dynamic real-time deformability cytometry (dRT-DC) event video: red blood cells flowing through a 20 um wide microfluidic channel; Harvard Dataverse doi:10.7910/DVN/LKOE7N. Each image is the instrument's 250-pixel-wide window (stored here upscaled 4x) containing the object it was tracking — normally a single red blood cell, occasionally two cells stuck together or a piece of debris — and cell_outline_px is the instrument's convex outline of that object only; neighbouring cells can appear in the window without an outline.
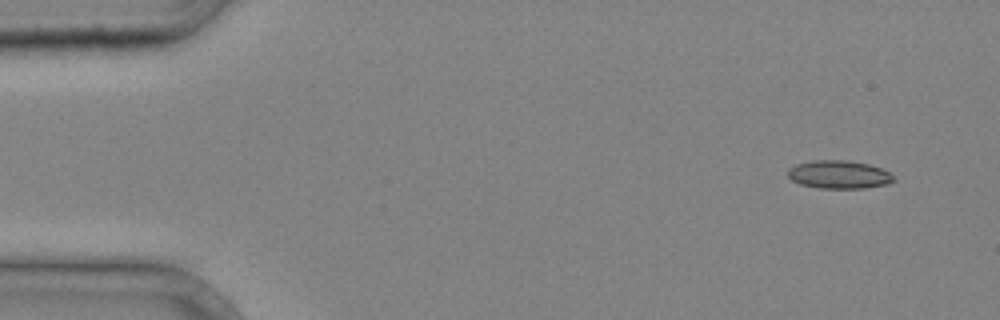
{"species": "common noctule bat (a hibernating species)", "species_latin": "Nyctalus noctula", "temperature_condition": "cold", "stored_images_in_passage": 4, "segment_of_instrument_passage": [1, 2], "camera_frame_rate_fps": 3000, "um_per_image_px": 0.085, "animal": {"sex": "male", "body_mass_g": 20.4}, "frame": {"image": 1, "passage_image": 1, "time_ms": 0.0, "image_size_px": [1000, 320], "cell_outline_px": [[896, 180], [888, 184], [864, 188], [820, 188], [800, 184], [792, 180], [788, 176], [788, 168], [796, 164], [812, 160], [844, 160], [868, 164], [880, 168], [888, 172]], "centroid_in_image_um": [71.29, 14.83], "position_along_channel_um": 13.7, "area_um2": 17.28}}
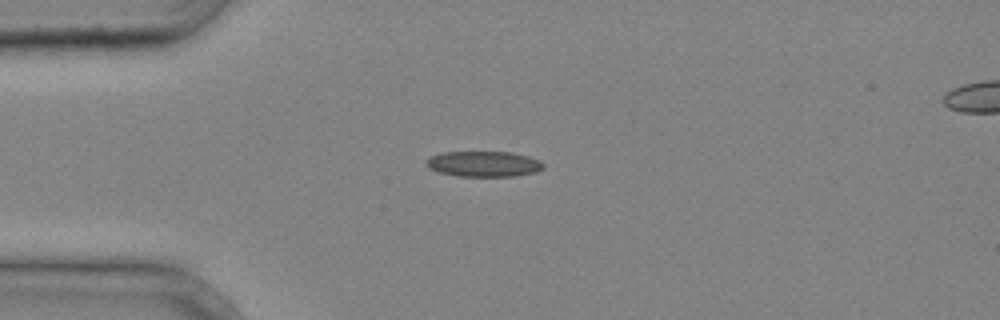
{"frame": {"image": 2, "passage_image": 3, "time_ms": 0.667, "image_size_px": [1000, 320], "cell_outline_px": [[544, 168], [536, 172], [516, 176], [456, 176], [440, 172], [428, 168], [424, 164], [424, 160], [440, 152], [512, 152], [528, 156], [540, 160], [544, 164]], "centroid_in_image_um": [41.1, 13.93], "position_along_channel_um": 43.9, "area_um2": 17.63}}